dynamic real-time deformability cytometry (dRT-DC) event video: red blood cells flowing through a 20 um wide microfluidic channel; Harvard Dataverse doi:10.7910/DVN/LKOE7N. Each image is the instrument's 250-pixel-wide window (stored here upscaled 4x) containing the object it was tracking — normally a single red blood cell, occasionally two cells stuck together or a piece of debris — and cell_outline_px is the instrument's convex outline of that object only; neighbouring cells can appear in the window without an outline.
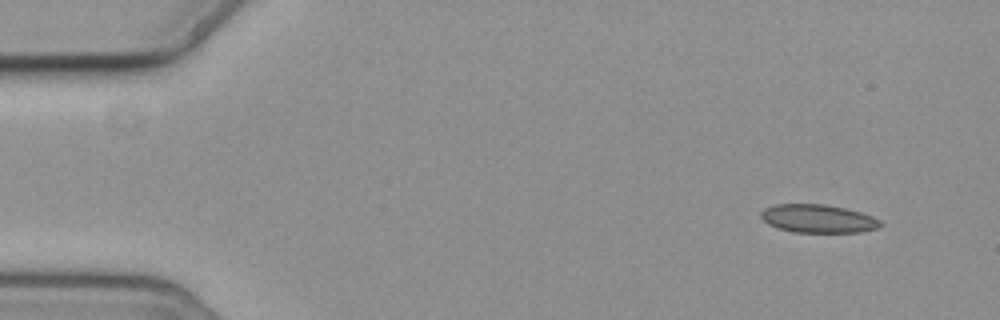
{"species": "common noctule bat (a hibernating species)", "species_latin": "Nyctalus noctula", "temperature_condition": "cold", "stored_images_in_passage": 7, "camera_frame_rate_fps": 3000, "um_per_image_px": 0.085, "animal": {"sex": "female", "body_mass_g": 19.3, "forearm_length_mm": 54.1}, "frame": {"image": 1, "passage_image": 1, "time_ms": 0.0, "image_size_px": [1000, 320], "cell_outline_px": [[884, 224], [880, 228], [860, 232], [796, 232], [780, 228], [768, 224], [760, 216], [760, 212], [764, 208], [776, 204], [824, 204], [844, 208], [860, 212], [872, 216], [880, 220]], "centroid_in_image_um": [69.56, 18.58], "position_along_channel_um": 15.4, "area_um2": 19.65}}
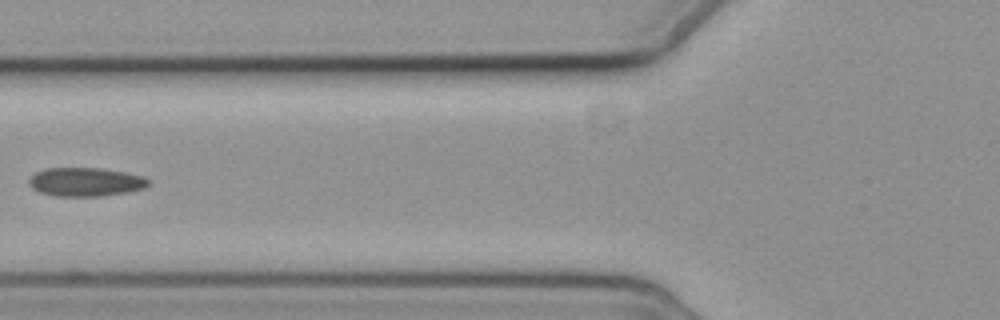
{"frame": {"image": 2, "passage_image": 6, "time_ms": 6.0, "image_size_px": [1000, 320], "cell_outline_px": [[152, 184], [144, 188], [128, 192], [100, 196], [52, 196], [40, 192], [32, 188], [28, 184], [28, 180], [36, 172], [44, 168], [100, 168], [128, 172], [152, 180]], "centroid_in_image_um": [7.3, 15.46], "position_along_channel_um": 118.5, "area_um2": 20.23}}
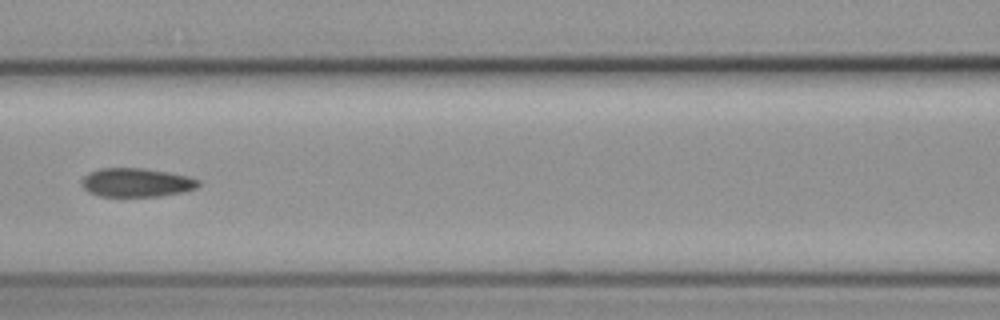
{"frame": {"image": 3, "passage_image": 7, "time_ms": 7.0, "image_size_px": [1000, 320], "cell_outline_px": [[200, 184], [196, 188], [184, 192], [160, 196], [100, 196], [88, 192], [80, 184], [80, 180], [88, 172], [100, 168], [144, 168], [168, 172], [188, 176], [200, 180]], "centroid_in_image_um": [11.58, 15.51], "position_along_channel_um": 155.0, "area_um2": 19.77}}